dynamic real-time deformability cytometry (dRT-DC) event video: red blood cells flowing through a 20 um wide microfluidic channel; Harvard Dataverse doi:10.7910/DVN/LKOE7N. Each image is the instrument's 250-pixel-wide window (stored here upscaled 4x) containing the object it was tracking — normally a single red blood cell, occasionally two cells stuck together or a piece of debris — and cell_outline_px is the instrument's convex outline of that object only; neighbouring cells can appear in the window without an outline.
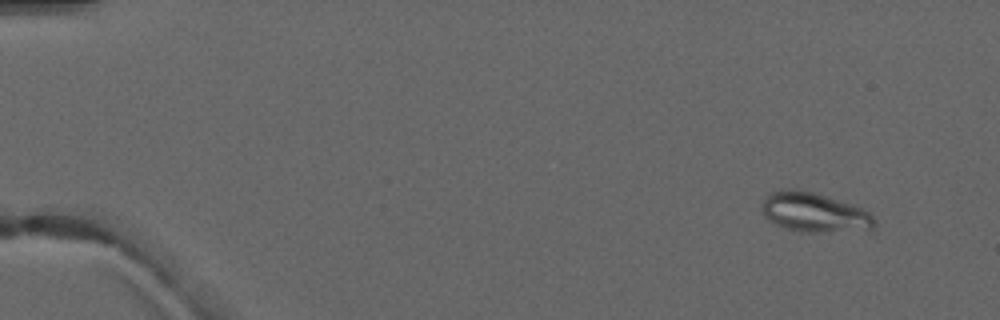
{"species": "common noctule bat (a hibernating species)", "species_latin": "Nyctalus noctula", "temperature_condition": "warm", "stored_images_in_passage": 5, "camera_frame_rate_fps": 3000, "um_per_image_px": 0.085, "animal": {"sex": "male", "forearm_length_mm": 52.5}, "frame": {"image": 1, "passage_image": 1, "time_ms": 0.0, "image_size_px": [1000, 320], "cell_outline_px": [[876, 224], [872, 228], [824, 232], [800, 232], [776, 224], [764, 216], [760, 208], [764, 200], [772, 192], [788, 188], [812, 192], [860, 208], [868, 212], [876, 220]], "centroid_in_image_um": [69.16, 18.06], "position_along_channel_um": 15.8, "area_um2": 25.14}}